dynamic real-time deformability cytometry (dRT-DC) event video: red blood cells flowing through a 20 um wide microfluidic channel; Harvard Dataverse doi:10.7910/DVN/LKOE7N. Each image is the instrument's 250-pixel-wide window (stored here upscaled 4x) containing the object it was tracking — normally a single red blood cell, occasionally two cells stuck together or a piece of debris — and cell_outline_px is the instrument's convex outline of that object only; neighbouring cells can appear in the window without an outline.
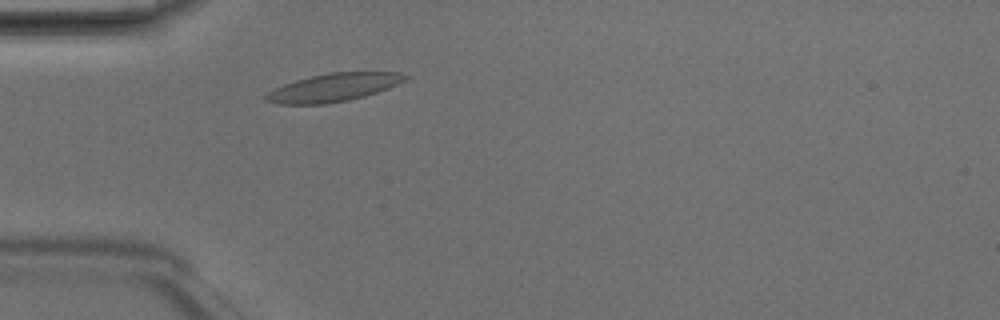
{"species": "Egyptian fruit bat (a non-hibernating species)", "species_latin": "Rousettus aegyptiacus", "temperature_condition": "room temperature", "stored_images_in_passage": 36, "camera_frame_rate_fps": 3000, "um_per_image_px": 0.085, "animal": {"sex": "male"}, "frame": {"image": 1, "passage_image": 2, "time_ms": 0.333, "image_size_px": [1000, 320], "cell_outline_px": [[408, 76], [404, 80], [388, 88], [364, 96], [348, 100], [324, 104], [276, 104], [264, 100], [264, 96], [268, 92], [284, 84], [296, 80], [312, 76], [332, 72], [400, 72]], "centroid_in_image_um": [28.31, 7.44], "position_along_channel_um": 56.7, "area_um2": 22.48}}
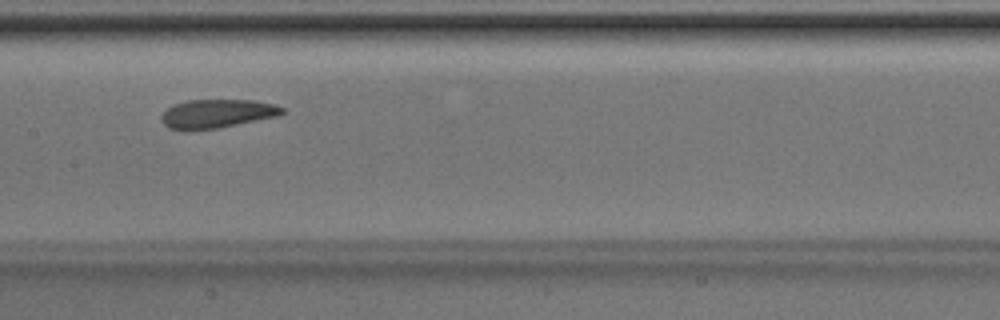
{"frame": {"image": 2, "passage_image": 12, "time_ms": 3.667, "image_size_px": [1000, 320], "cell_outline_px": [[288, 112], [280, 116], [220, 128], [188, 132], [180, 132], [168, 128], [160, 120], [160, 116], [172, 104], [188, 100], [252, 100], [272, 104], [284, 108]], "centroid_in_image_um": [18.42, 9.7], "position_along_channel_um": 189.0, "area_um2": 20.92}}
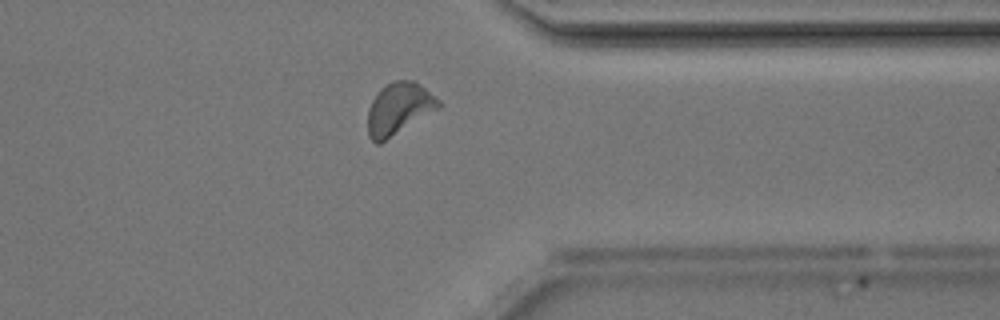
{"frame": {"image": 3, "passage_image": 26, "time_ms": 8.333, "image_size_px": [1000, 320], "cell_outline_px": [[440, 108], [380, 144], [376, 144], [368, 136], [368, 108], [376, 92], [380, 88], [396, 80], [412, 80], [420, 84], [436, 96], [440, 100]], "centroid_in_image_um": [33.9, 9.24], "position_along_channel_um": 377.5, "area_um2": 21.56}, "authors_computed_cell_mechanics": {"area_um2": 20.5479, "velocity_mm_per_s": 4.1441, "shape_relaxation_time_tau1_ms": 4.4504, "shape_relaxation_time_tau2_ms": 1.5699, "deformation_change_tau1": 0.1459, "deformation_change_tau2": 0.0802}}